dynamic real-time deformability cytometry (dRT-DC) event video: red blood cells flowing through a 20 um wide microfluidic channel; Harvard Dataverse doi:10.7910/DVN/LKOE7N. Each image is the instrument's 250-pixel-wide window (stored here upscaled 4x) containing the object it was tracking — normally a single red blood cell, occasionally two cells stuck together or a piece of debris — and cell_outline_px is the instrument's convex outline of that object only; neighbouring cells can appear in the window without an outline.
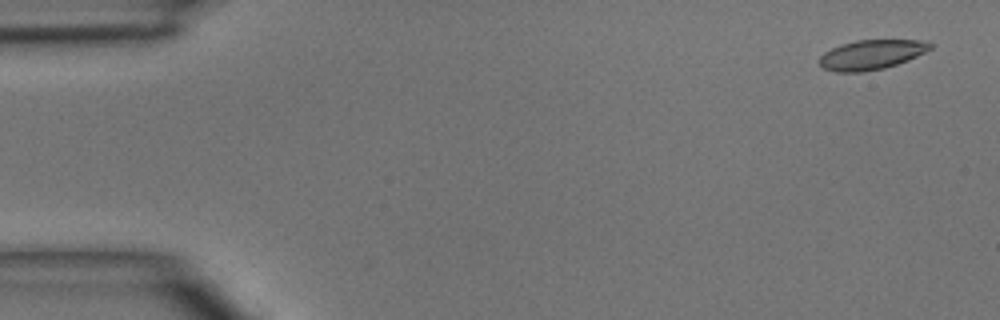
{"species": "common noctule bat (a hibernating species)", "species_latin": "Nyctalus noctula", "temperature_condition": "room temperature", "stored_images_in_passage": 5, "segment_of_instrument_passage": [1, 2], "camera_frame_rate_fps": 3000, "um_per_image_px": 0.085, "animal": {"sex": "male", "body_mass_g": 15.6}, "frame": {"image": 1, "passage_image": 1, "time_ms": 0.0, "image_size_px": [1000, 320], "cell_outline_px": [[936, 44], [932, 48], [908, 60], [884, 68], [864, 72], [836, 72], [824, 68], [820, 64], [820, 56], [824, 52], [840, 44], [856, 40], [928, 40]], "centroid_in_image_um": [74.11, 4.63], "position_along_channel_um": 10.9, "area_um2": 19.25}}